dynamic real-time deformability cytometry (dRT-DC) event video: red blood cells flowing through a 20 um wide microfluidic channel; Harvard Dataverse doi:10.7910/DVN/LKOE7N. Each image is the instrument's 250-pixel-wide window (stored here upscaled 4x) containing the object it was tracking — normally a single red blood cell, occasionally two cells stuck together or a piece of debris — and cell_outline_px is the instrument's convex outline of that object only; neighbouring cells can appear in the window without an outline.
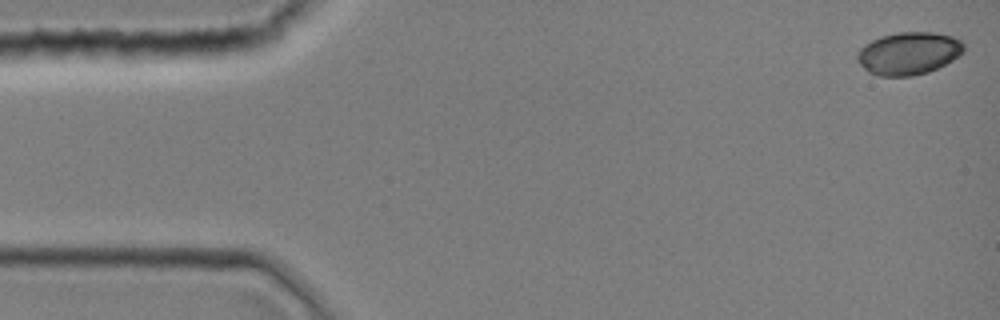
{"species": "common noctule bat (a hibernating species)", "species_latin": "Nyctalus noctula", "temperature_condition": "room temperature", "stored_images_in_passage": 44, "camera_frame_rate_fps": 3000, "um_per_image_px": 0.085, "animal": {"sex": "female", "body_mass_g": 19.0, "forearm_length_mm": 51.5}, "frame": {"image": 1, "passage_image": 1, "time_ms": 0.0, "image_size_px": [1000, 320], "cell_outline_px": [[964, 52], [952, 60], [928, 72], [912, 76], [876, 76], [868, 72], [856, 60], [856, 52], [864, 44], [880, 36], [896, 32], [932, 32], [952, 36], [960, 40], [964, 44]], "centroid_in_image_um": [77.19, 4.53], "position_along_channel_um": 7.8, "area_um2": 26.65}}
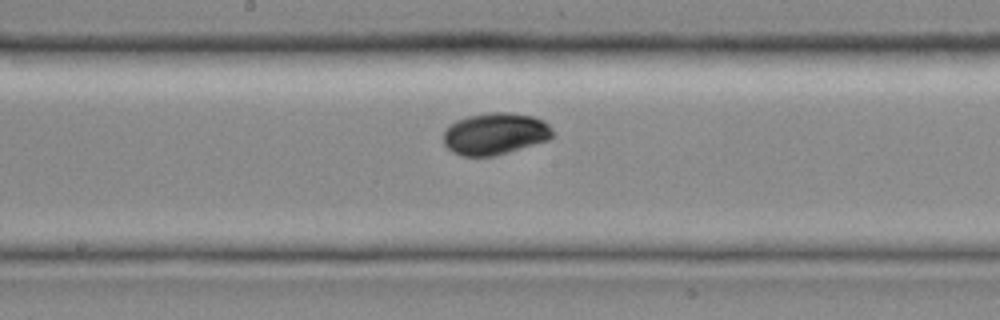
{"frame": {"image": 2, "passage_image": 23, "time_ms": 7.333, "image_size_px": [1000, 320], "cell_outline_px": [[552, 136], [548, 140], [496, 156], [460, 156], [452, 152], [444, 144], [444, 128], [448, 124], [456, 120], [468, 116], [488, 112], [512, 112], [532, 116], [544, 120], [552, 128]], "centroid_in_image_um": [42.05, 11.36], "position_along_channel_um": 206.1, "area_um2": 26.93}}
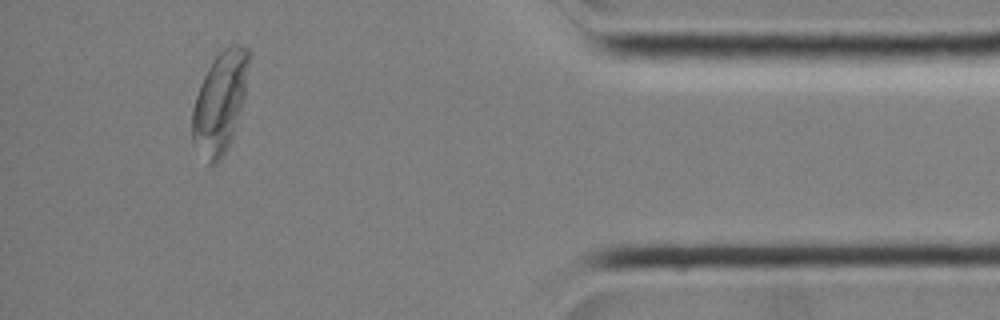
{"frame": {"image": 3, "passage_image": 40, "time_ms": 13.0, "image_size_px": [1000, 320], "cell_outline_px": [[252, 56], [244, 100], [228, 148], [224, 156], [216, 164], [208, 164], [192, 144], [192, 108], [200, 84], [212, 60], [224, 48], [232, 44], [236, 44], [248, 48], [252, 52]], "centroid_in_image_um": [18.72, 8.68], "position_along_channel_um": 416.5, "area_um2": 33.93}}